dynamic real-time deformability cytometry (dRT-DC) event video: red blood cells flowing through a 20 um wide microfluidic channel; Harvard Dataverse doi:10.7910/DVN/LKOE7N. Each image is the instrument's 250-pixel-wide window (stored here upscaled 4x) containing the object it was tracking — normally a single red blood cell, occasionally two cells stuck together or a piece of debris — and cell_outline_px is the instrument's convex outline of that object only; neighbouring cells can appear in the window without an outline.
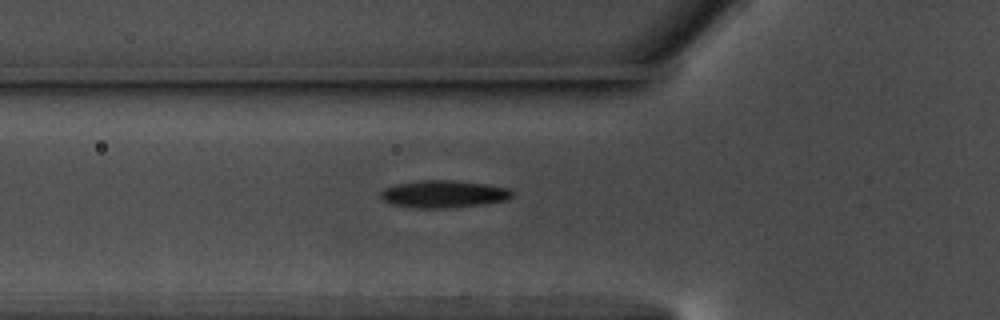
{"species": "common noctule bat (a hibernating species)", "species_latin": "Nyctalus noctula", "temperature_condition": "warm", "stored_images_in_passage": 35, "camera_frame_rate_fps": 3000, "um_per_image_px": 0.085, "animal": {"sex": "male", "body_mass_g": 17.5, "forearm_length_mm": 52.3}, "frame": {"image": 1, "passage_image": 2, "time_ms": 0.333, "image_size_px": [1000, 320], "cell_outline_px": [[512, 196], [508, 200], [480, 204], [444, 208], [420, 208], [392, 204], [384, 200], [380, 196], [380, 192], [384, 188], [396, 184], [424, 180], [452, 180], [484, 184], [508, 188], [512, 192]], "centroid_in_image_um": [37.69, 16.49], "position_along_channel_um": 88.1, "area_um2": 20.63}}
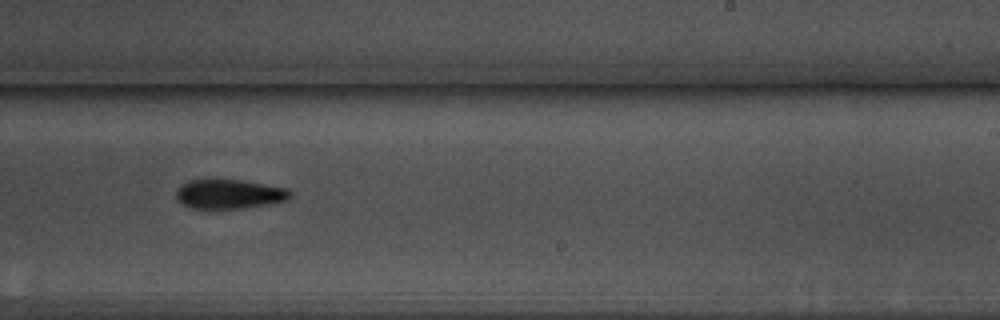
{"frame": {"image": 2, "passage_image": 17, "time_ms": 5.333, "image_size_px": [1000, 320], "cell_outline_px": [[292, 196], [288, 200], [268, 204], [240, 208], [192, 208], [176, 200], [176, 188], [180, 184], [188, 180], [244, 180], [284, 188], [292, 192]], "centroid_in_image_um": [19.46, 16.49], "position_along_channel_um": 269.5, "area_um2": 19.42}}
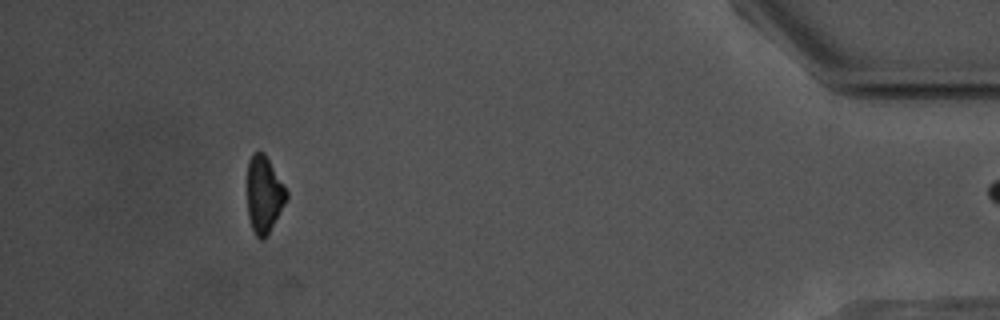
{"frame": {"image": 3, "passage_image": 34, "time_ms": 11.0, "image_size_px": [1000, 320], "cell_outline_px": [[288, 196], [284, 204], [268, 232], [260, 240], [256, 236], [252, 228], [248, 216], [248, 160], [252, 152], [264, 152], [288, 192]], "centroid_in_image_um": [22.43, 16.48], "position_along_channel_um": 412.8, "area_um2": 17.11}}